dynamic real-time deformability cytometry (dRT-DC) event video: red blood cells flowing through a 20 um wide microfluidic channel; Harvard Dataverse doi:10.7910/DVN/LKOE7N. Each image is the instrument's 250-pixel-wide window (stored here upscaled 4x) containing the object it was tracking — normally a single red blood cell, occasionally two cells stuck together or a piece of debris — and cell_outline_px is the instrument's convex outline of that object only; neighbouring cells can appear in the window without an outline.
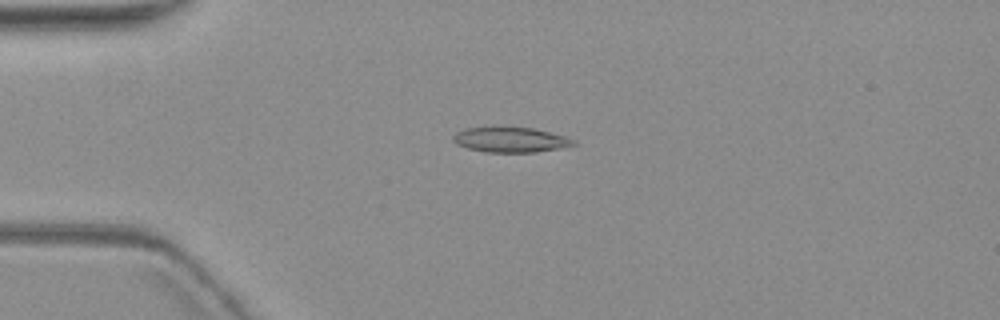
{"species": "common noctule bat (a hibernating species)", "species_latin": "Nyctalus noctula", "temperature_condition": "warm", "stored_images_in_passage": 4, "camera_frame_rate_fps": 3000, "um_per_image_px": 0.085, "animal": {"sex": "female", "body_mass_g": 19.3, "forearm_length_mm": 54.1}, "frame": {"image": 1, "passage_image": 3, "time_ms": 3.333, "image_size_px": [1000, 320], "cell_outline_px": [[576, 144], [536, 152], [484, 152], [468, 148], [456, 144], [452, 140], [452, 136], [456, 132], [464, 128], [492, 124], [500, 124], [532, 128], [564, 136], [576, 140]], "centroid_in_image_um": [43.28, 11.82], "position_along_channel_um": 41.7, "area_um2": 18.32}}